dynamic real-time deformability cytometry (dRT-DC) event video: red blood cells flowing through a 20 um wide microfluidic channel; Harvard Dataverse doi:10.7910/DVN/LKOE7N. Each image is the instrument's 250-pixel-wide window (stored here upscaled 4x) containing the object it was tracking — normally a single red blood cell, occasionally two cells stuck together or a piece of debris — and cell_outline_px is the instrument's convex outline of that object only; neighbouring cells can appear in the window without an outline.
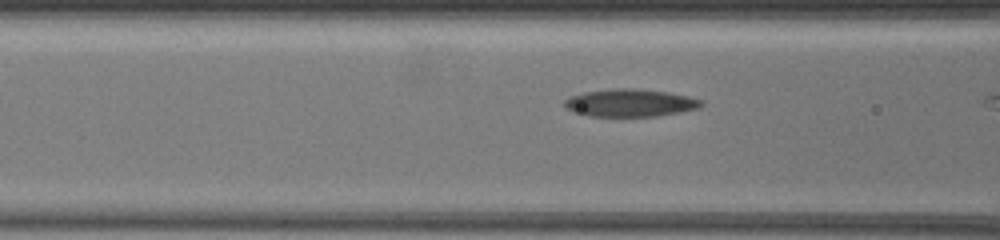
{"species": "common noctule bat (a hibernating species)", "species_latin": "Nyctalus noctula", "temperature_condition": "warm", "stored_images_in_passage": 7, "camera_frame_rate_fps": 3000, "um_per_image_px": 0.085, "animal": {"sex": "female", "body_mass_g": 19.5, "forearm_length_mm": 54.1}, "frame": {"image": 1, "passage_image": 5, "time_ms": 2.667, "image_size_px": [1000, 240], "cell_outline_px": [[704, 104], [700, 108], [680, 112], [652, 116], [588, 116], [572, 112], [564, 108], [564, 100], [572, 96], [584, 92], [616, 88], [628, 88], [668, 92], [700, 100]], "centroid_in_image_um": [53.5, 8.75], "position_along_channel_um": 113.1, "area_um2": 21.79}}